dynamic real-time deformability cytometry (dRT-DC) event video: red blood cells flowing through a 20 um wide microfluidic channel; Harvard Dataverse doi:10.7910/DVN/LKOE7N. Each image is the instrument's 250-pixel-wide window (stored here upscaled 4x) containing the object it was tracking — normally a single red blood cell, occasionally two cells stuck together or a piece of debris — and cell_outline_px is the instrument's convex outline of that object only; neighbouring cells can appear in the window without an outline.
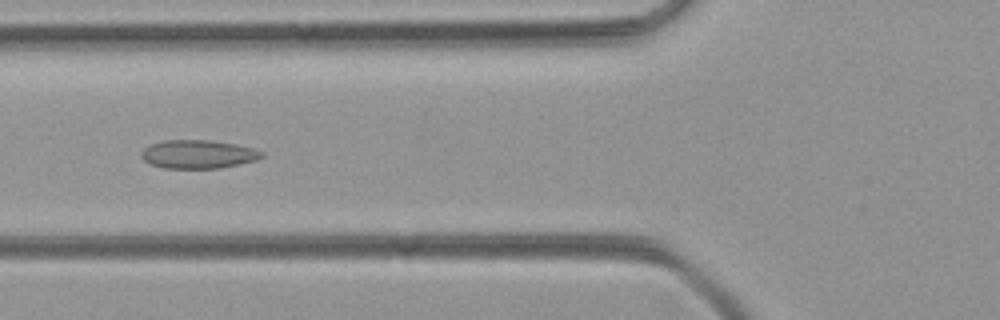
{"species": "common noctule bat (a hibernating species)", "species_latin": "Nyctalus noctula", "temperature_condition": "room temperature", "stored_images_in_passage": 40, "camera_frame_rate_fps": 3000, "um_per_image_px": 0.085, "animal": {"sex": "female", "body_mass_g": 21.9}, "frame": {"image": 1, "passage_image": 9, "time_ms": 2.667, "image_size_px": [1000, 320], "cell_outline_px": [[264, 156], [256, 160], [240, 164], [220, 168], [164, 168], [148, 164], [140, 156], [140, 152], [144, 148], [152, 144], [164, 140], [208, 140], [236, 144], [256, 148], [264, 152]], "centroid_in_image_um": [16.85, 13.11], "position_along_channel_um": 108.9, "area_um2": 20.17}}
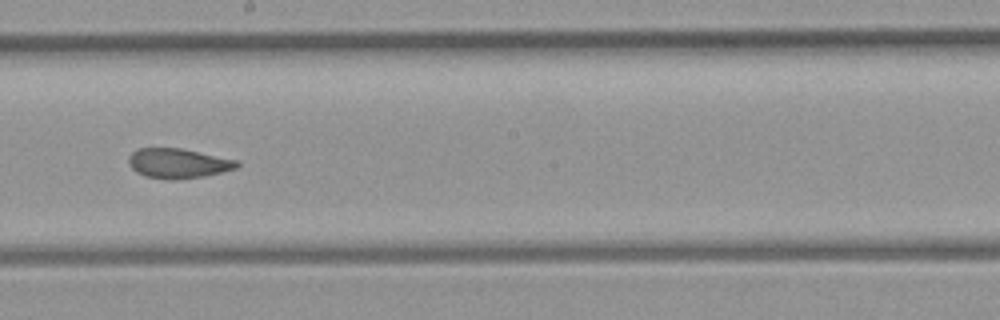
{"frame": {"image": 2, "passage_image": 18, "time_ms": 5.667, "image_size_px": [1000, 320], "cell_outline_px": [[240, 164], [236, 168], [204, 176], [172, 180], [144, 176], [136, 172], [128, 164], [128, 156], [136, 148], [180, 148], [236, 160]], "centroid_in_image_um": [15.08, 13.88], "position_along_channel_um": 233.1, "area_um2": 18.67}}
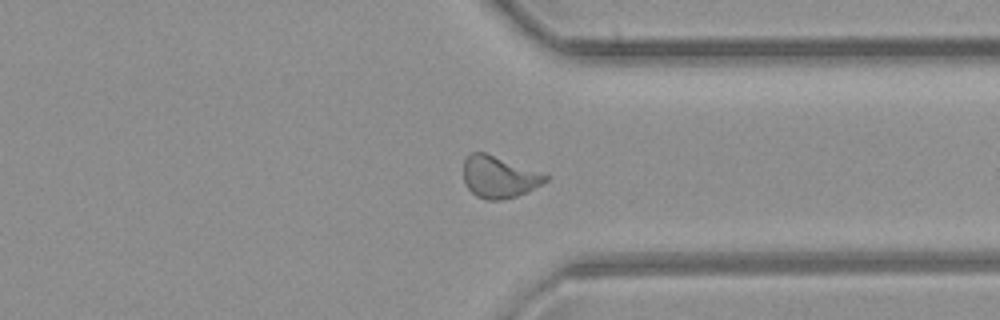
{"frame": {"image": 3, "passage_image": 28, "time_ms": 9.0, "image_size_px": [1000, 320], "cell_outline_px": [[552, 176], [548, 180], [528, 192], [516, 196], [500, 200], [484, 200], [476, 196], [464, 184], [464, 160], [472, 152], [484, 152]], "centroid_in_image_um": [42.43, 15.06], "position_along_channel_um": 369.0, "area_um2": 20.0}}